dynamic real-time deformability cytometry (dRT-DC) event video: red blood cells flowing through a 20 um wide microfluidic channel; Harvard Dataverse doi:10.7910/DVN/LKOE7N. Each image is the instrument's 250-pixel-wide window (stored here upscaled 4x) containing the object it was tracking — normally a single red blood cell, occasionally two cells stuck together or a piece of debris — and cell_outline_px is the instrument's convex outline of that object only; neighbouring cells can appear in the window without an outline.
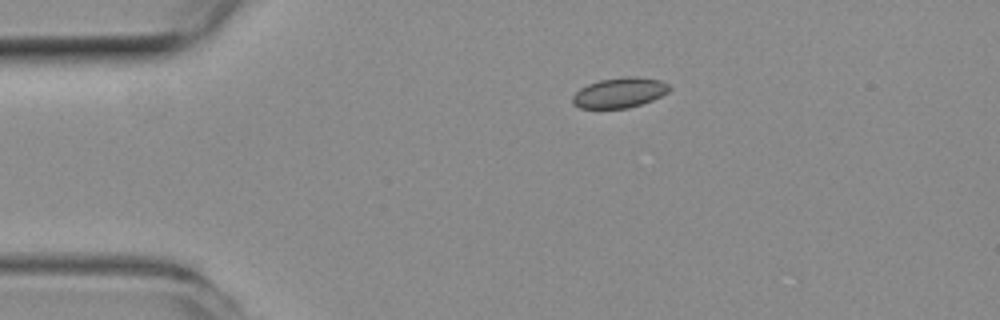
{"species": "common noctule bat (a hibernating species)", "species_latin": "Nyctalus noctula", "temperature_condition": "room temperature", "stored_images_in_passage": 43, "camera_frame_rate_fps": 3000, "um_per_image_px": 0.085, "animal": {"sex": "female", "body_mass_g": 19.3, "forearm_length_mm": 54.1}, "frame": {"image": 1, "passage_image": 1, "time_ms": 0.0, "image_size_px": [1000, 320], "cell_outline_px": [[672, 88], [668, 92], [652, 100], [628, 108], [580, 108], [572, 104], [572, 96], [580, 88], [588, 84], [600, 80], [624, 76], [636, 76], [660, 80], [668, 84]], "centroid_in_image_um": [52.66, 7.87], "position_along_channel_um": 32.3, "area_um2": 17.05}}
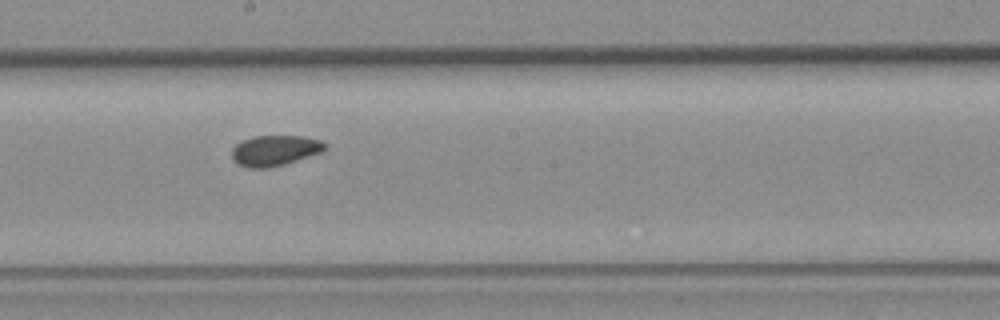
{"frame": {"image": 2, "passage_image": 19, "time_ms": 6.0, "image_size_px": [1000, 320], "cell_outline_px": [[328, 148], [324, 152], [284, 164], [268, 168], [248, 168], [232, 160], [232, 148], [236, 144], [252, 136], [304, 136], [320, 140], [328, 144]], "centroid_in_image_um": [23.41, 12.79], "position_along_channel_um": 224.8, "area_um2": 16.76}}
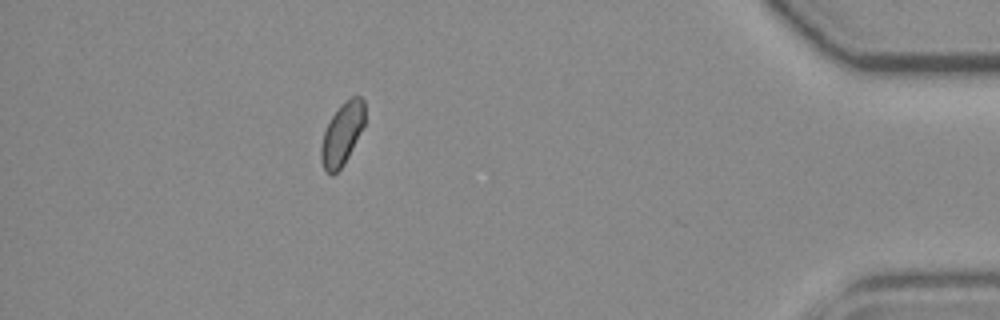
{"frame": {"image": 3, "passage_image": 37, "time_ms": 12.0, "image_size_px": [1000, 320], "cell_outline_px": [[364, 124], [344, 164], [332, 176], [324, 172], [320, 160], [320, 148], [324, 132], [332, 116], [340, 104], [344, 100], [352, 96], [360, 96], [364, 100]], "centroid_in_image_um": [29.05, 11.39], "position_along_channel_um": 406.2, "area_um2": 15.84}, "authors_computed_cell_mechanics": {"area_um2": 16.5886, "velocity_mm_per_s": 3.9367, "shape_relaxation_time_tau1_ms": null, "shape_relaxation_time_tau2_ms": 3.8293, "deformation_change_tau1": null, "deformation_change_tau2": 0.0507}}